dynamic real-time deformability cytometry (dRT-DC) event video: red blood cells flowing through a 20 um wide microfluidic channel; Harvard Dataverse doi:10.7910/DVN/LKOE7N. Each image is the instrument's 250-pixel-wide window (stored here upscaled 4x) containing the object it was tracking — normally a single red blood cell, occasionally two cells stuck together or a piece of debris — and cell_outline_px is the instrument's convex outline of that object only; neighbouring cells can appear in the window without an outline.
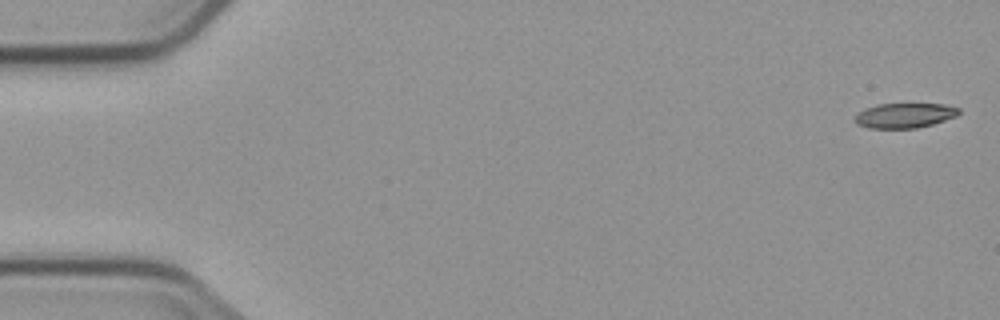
{"species": "common noctule bat (a hibernating species)", "species_latin": "Nyctalus noctula", "temperature_condition": "cold", "stored_images_in_passage": 4, "camera_frame_rate_fps": 3000, "um_per_image_px": 0.085, "animal": {"sex": "male", "body_mass_g": 23.1, "forearm_length_mm": 52.7}, "frame": {"image": 1, "passage_image": 1, "time_ms": 0.0, "image_size_px": [1000, 320], "cell_outline_px": [[960, 112], [956, 116], [932, 124], [916, 128], [868, 128], [856, 124], [856, 112], [864, 108], [880, 104], [944, 104], [960, 108]], "centroid_in_image_um": [76.87, 9.81], "position_along_channel_um": 8.1, "area_um2": 15.03}}
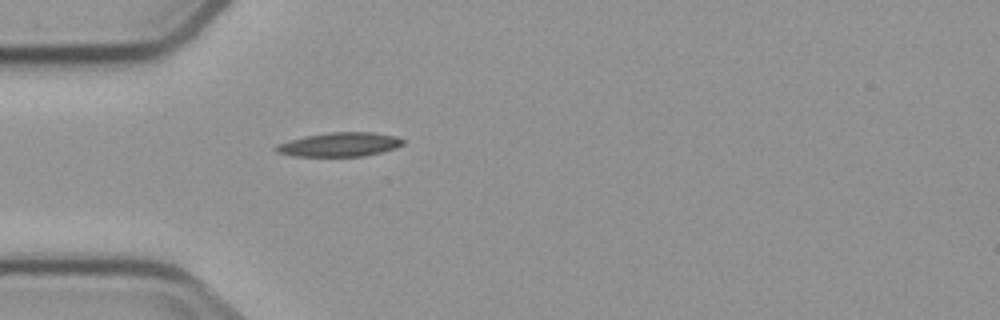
{"frame": {"image": 2, "passage_image": 4, "time_ms": 5.0, "image_size_px": [1000, 320], "cell_outline_px": [[404, 144], [396, 148], [364, 156], [296, 156], [276, 152], [272, 148], [280, 144], [304, 136], [332, 132], [372, 132], [396, 136], [404, 140]], "centroid_in_image_um": [28.9, 12.28], "position_along_channel_um": 56.1, "area_um2": 17.63}}